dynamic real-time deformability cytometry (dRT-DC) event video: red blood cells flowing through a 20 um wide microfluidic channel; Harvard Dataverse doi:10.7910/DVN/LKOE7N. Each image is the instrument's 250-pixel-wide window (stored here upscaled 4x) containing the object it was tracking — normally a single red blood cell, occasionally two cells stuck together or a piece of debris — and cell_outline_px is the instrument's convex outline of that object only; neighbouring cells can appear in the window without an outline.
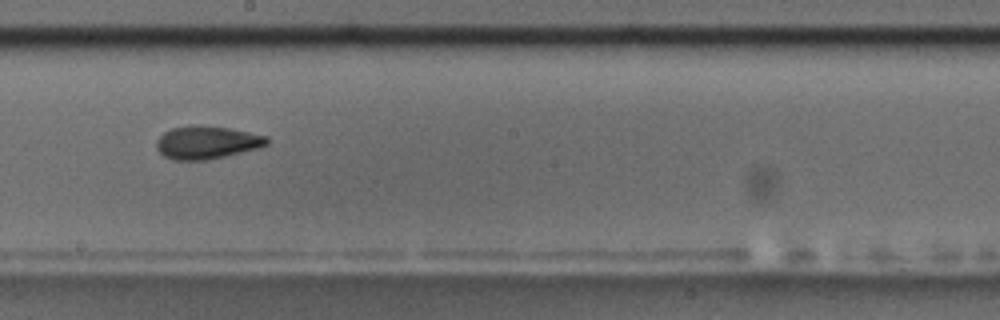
{"species": "common noctule bat (a hibernating species)", "species_latin": "Nyctalus noctula", "temperature_condition": "room temperature", "stored_images_in_passage": 14, "camera_frame_rate_fps": 3000, "um_per_image_px": 0.085, "animal": {"sex": "male", "body_mass_g": 17.5, "forearm_length_mm": 52.3}, "frame": {"image": 1, "passage_image": 7, "time_ms": 7.667, "image_size_px": [1000, 320], "cell_outline_px": [[268, 144], [256, 148], [208, 160], [172, 160], [164, 156], [156, 148], [156, 140], [164, 132], [172, 128], [188, 124], [192, 124], [228, 128], [268, 136]], "centroid_in_image_um": [17.53, 12.1], "position_along_channel_um": 230.7, "area_um2": 21.15}}
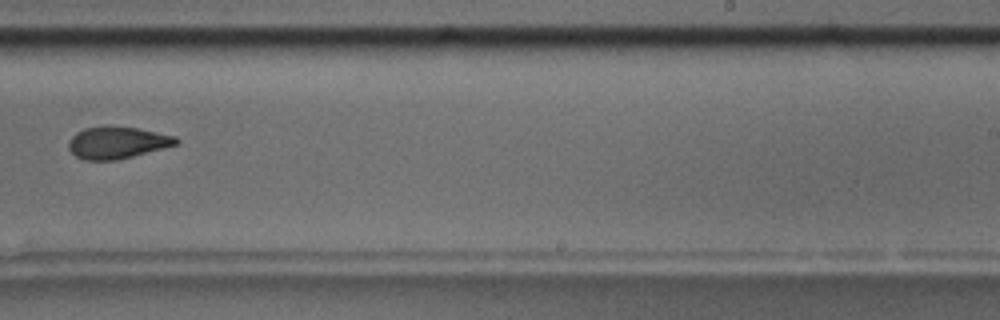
{"frame": {"image": 2, "passage_image": 8, "time_ms": 9.0, "image_size_px": [1000, 320], "cell_outline_px": [[180, 144], [116, 160], [84, 160], [76, 156], [68, 148], [68, 140], [76, 132], [84, 128], [104, 124], [112, 124], [136, 128], [176, 136], [180, 140]], "centroid_in_image_um": [9.95, 12.09], "position_along_channel_um": 279.1, "area_um2": 20.46}, "authors_computed_cell_mechanics": {"area_um2": 22.5998, "velocity_mm_per_s": 3.6265, "shape_relaxation_time_tau1_ms": null, "shape_relaxation_time_tau2_ms": 0.5023, "deformation_change_tau1": null, "deformation_change_tau2": 0.0803}}